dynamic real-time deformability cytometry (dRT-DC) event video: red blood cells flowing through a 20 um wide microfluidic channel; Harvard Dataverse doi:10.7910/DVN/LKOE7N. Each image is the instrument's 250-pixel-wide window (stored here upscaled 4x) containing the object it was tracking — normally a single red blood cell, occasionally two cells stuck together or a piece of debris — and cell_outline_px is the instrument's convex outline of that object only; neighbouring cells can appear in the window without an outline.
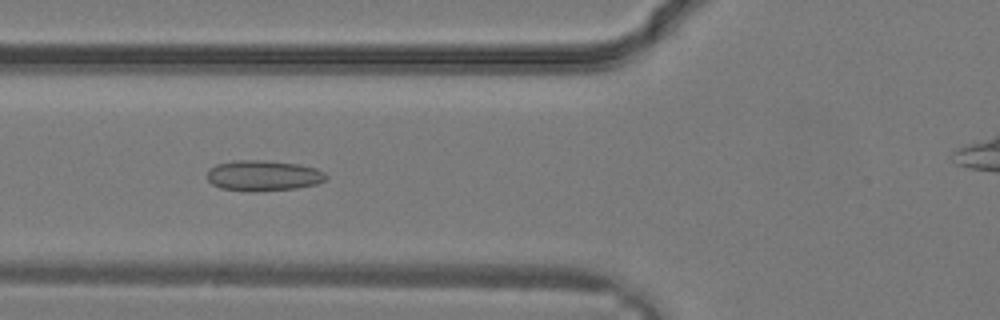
{"species": "common noctule bat (a hibernating species)", "species_latin": "Nyctalus noctula", "temperature_condition": "warm", "stored_images_in_passage": 34, "camera_frame_rate_fps": 3000, "um_per_image_px": 0.085, "animal": {"sex": "male", "body_mass_g": 19.2, "forearm_length_mm": 51.8}, "frame": {"image": 1, "passage_image": 13, "time_ms": 4.0, "image_size_px": [1000, 320], "cell_outline_px": [[328, 176], [324, 180], [316, 184], [296, 188], [256, 192], [248, 192], [220, 188], [212, 184], [208, 180], [208, 172], [216, 164], [232, 160], [264, 160], [300, 164], [316, 168], [324, 172]], "centroid_in_image_um": [22.38, 14.93], "position_along_channel_um": 103.4, "area_um2": 21.39}}
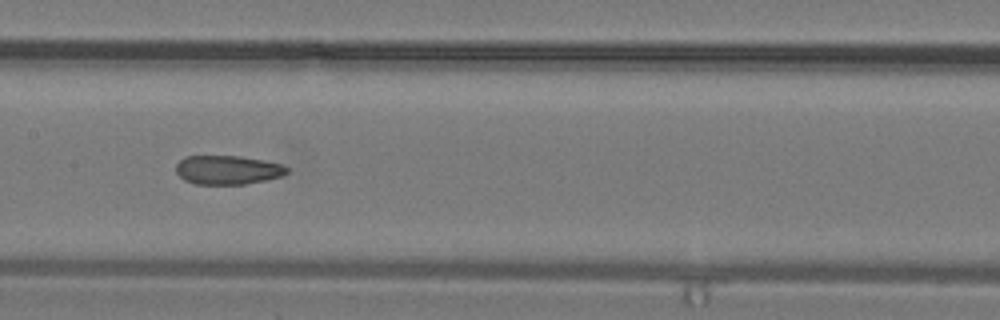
{"frame": {"image": 2, "passage_image": 17, "time_ms": 5.333, "image_size_px": [1000, 320], "cell_outline_px": [[288, 172], [284, 176], [244, 184], [196, 184], [184, 180], [176, 172], [176, 164], [184, 156], [240, 156], [264, 160], [280, 164], [288, 168]], "centroid_in_image_um": [19.34, 14.44], "position_along_channel_um": 188.1, "area_um2": 18.73}}
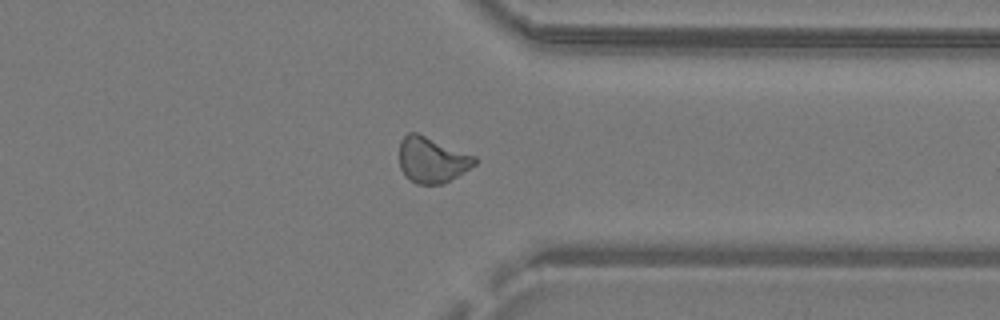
{"frame": {"image": 3, "passage_image": 26, "time_ms": 8.333, "image_size_px": [1000, 320], "cell_outline_px": [[480, 160], [476, 164], [444, 184], [416, 184], [400, 168], [400, 140], [408, 132], [416, 132], [476, 156]], "centroid_in_image_um": [36.75, 13.58], "position_along_channel_um": 374.7, "area_um2": 20.0}}